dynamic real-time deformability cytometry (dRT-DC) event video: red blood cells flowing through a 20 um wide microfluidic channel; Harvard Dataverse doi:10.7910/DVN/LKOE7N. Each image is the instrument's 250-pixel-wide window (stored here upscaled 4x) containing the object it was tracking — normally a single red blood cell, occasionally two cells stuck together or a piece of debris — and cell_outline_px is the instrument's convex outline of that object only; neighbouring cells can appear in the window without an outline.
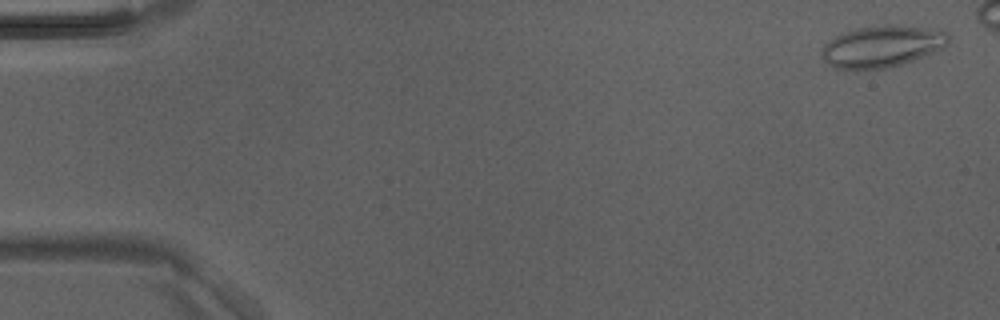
{"species": "Egyptian fruit bat (a non-hibernating species)", "species_latin": "Rousettus aegyptiacus", "temperature_condition": "room temperature", "stored_images_in_passage": 4, "camera_frame_rate_fps": 3000, "um_per_image_px": 0.085, "animal": {"sex": "male"}, "frame": {"image": 1, "passage_image": 1, "time_ms": 0.0, "image_size_px": [1000, 320], "cell_outline_px": [[948, 44], [944, 48], [912, 60], [900, 64], [884, 68], [836, 68], [828, 64], [824, 60], [820, 52], [820, 48], [824, 44], [836, 36], [844, 32], [856, 28], [884, 24], [888, 24], [936, 28], [948, 32]], "centroid_in_image_um": [74.99, 3.91], "position_along_channel_um": 10.0, "area_um2": 30.69}}